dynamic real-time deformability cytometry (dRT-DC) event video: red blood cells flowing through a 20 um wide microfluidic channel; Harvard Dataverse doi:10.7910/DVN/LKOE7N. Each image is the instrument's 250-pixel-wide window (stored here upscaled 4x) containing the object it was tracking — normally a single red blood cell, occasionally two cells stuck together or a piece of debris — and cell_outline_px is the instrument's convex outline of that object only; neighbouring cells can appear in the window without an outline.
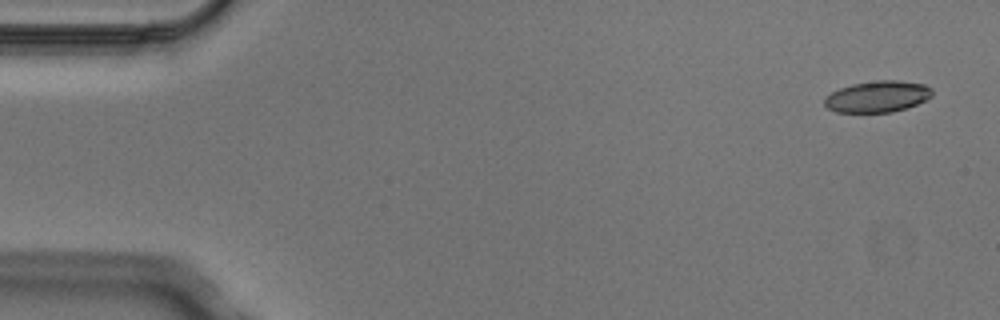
{"species": "Egyptian fruit bat (a non-hibernating species)", "species_latin": "Rousettus aegyptiacus", "temperature_condition": "cold", "stored_images_in_passage": 4, "camera_frame_rate_fps": 3000, "um_per_image_px": 0.085, "animal": {"sex": "male"}, "frame": {"image": 1, "passage_image": 1, "time_ms": 0.0, "image_size_px": [1000, 320], "cell_outline_px": [[932, 96], [916, 104], [892, 112], [836, 112], [828, 108], [824, 104], [824, 96], [840, 88], [852, 84], [876, 80], [896, 80], [924, 84], [932, 88]], "centroid_in_image_um": [74.56, 8.2], "position_along_channel_um": 10.4, "area_um2": 19.59}}
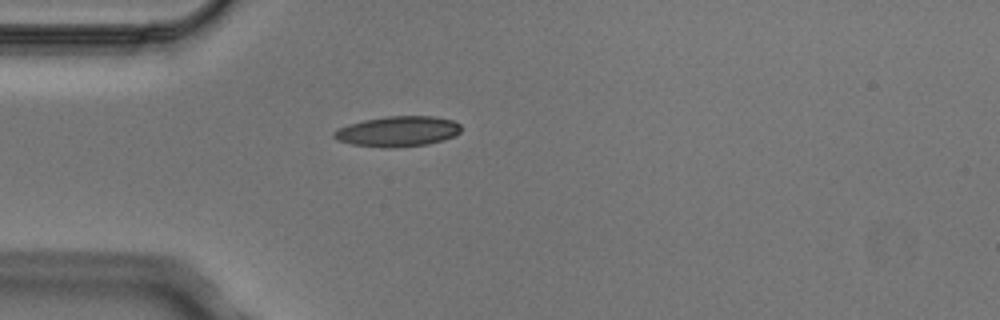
{"frame": {"image": 2, "passage_image": 4, "time_ms": 1.0, "image_size_px": [1000, 320], "cell_outline_px": [[460, 132], [452, 136], [428, 144], [388, 148], [384, 148], [352, 144], [340, 140], [332, 136], [332, 132], [348, 124], [364, 120], [388, 116], [436, 116], [452, 120], [460, 124]], "centroid_in_image_um": [33.8, 11.16], "position_along_channel_um": 51.2, "area_um2": 22.25}}